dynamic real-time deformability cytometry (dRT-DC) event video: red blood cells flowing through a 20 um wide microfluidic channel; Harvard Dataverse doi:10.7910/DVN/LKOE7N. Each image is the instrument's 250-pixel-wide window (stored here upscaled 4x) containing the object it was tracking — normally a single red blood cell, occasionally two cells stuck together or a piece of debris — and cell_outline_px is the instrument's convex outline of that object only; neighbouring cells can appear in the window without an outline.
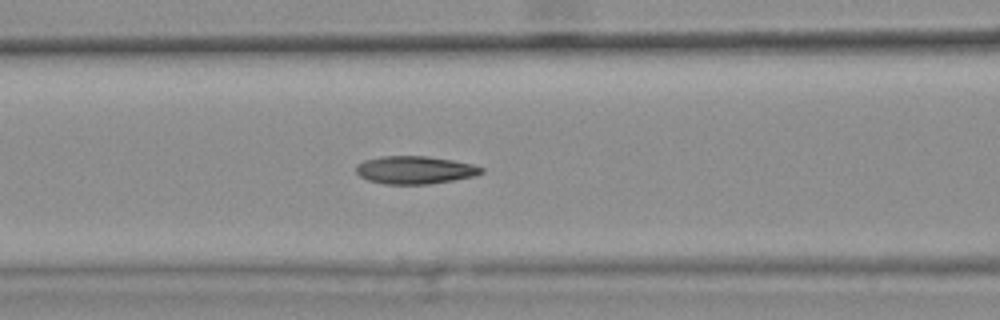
{"species": "common noctule bat (a hibernating species)", "species_latin": "Nyctalus noctula", "temperature_condition": "warm", "stored_images_in_passage": 41, "camera_frame_rate_fps": 3000, "um_per_image_px": 0.085, "animal": {"sex": "female", "body_mass_g": 25.1}, "frame": {"image": 1, "passage_image": 18, "time_ms": 5.667, "image_size_px": [1000, 320], "cell_outline_px": [[484, 172], [476, 176], [428, 184], [384, 184], [368, 180], [360, 176], [356, 172], [356, 164], [364, 160], [380, 156], [428, 156], [452, 160], [472, 164], [484, 168]], "centroid_in_image_um": [35.26, 14.44], "position_along_channel_um": 131.3, "area_um2": 20.4}, "authors_computed_cell_mechanics": {"area_um2": 20.6924, "velocity_mm_per_s": 3.8177, "shape_relaxation_time_tau1_ms": null, "shape_relaxation_time_tau2_ms": 2.1128, "deformation_change_tau1": null, "deformation_change_tau2": 0.0935}}